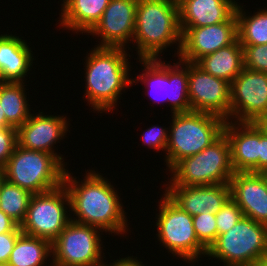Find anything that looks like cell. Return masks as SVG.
Wrapping results in <instances>:
<instances>
[{
    "label": "cell",
    "mask_w": 267,
    "mask_h": 266,
    "mask_svg": "<svg viewBox=\"0 0 267 266\" xmlns=\"http://www.w3.org/2000/svg\"><path fill=\"white\" fill-rule=\"evenodd\" d=\"M22 231H11L0 234V264H7L17 238Z\"/></svg>",
    "instance_id": "d6a6232c"
},
{
    "label": "cell",
    "mask_w": 267,
    "mask_h": 266,
    "mask_svg": "<svg viewBox=\"0 0 267 266\" xmlns=\"http://www.w3.org/2000/svg\"><path fill=\"white\" fill-rule=\"evenodd\" d=\"M176 4H179L183 0H173Z\"/></svg>",
    "instance_id": "60d3db41"
},
{
    "label": "cell",
    "mask_w": 267,
    "mask_h": 266,
    "mask_svg": "<svg viewBox=\"0 0 267 266\" xmlns=\"http://www.w3.org/2000/svg\"><path fill=\"white\" fill-rule=\"evenodd\" d=\"M223 132L230 143L234 171L259 173V125L226 121Z\"/></svg>",
    "instance_id": "d6986e66"
},
{
    "label": "cell",
    "mask_w": 267,
    "mask_h": 266,
    "mask_svg": "<svg viewBox=\"0 0 267 266\" xmlns=\"http://www.w3.org/2000/svg\"><path fill=\"white\" fill-rule=\"evenodd\" d=\"M137 4L138 0H110L100 21L88 34L100 40L96 47L133 49L129 46L135 32Z\"/></svg>",
    "instance_id": "9a60e30c"
},
{
    "label": "cell",
    "mask_w": 267,
    "mask_h": 266,
    "mask_svg": "<svg viewBox=\"0 0 267 266\" xmlns=\"http://www.w3.org/2000/svg\"><path fill=\"white\" fill-rule=\"evenodd\" d=\"M239 0H183L179 6L180 27H203L228 21Z\"/></svg>",
    "instance_id": "44dd1931"
},
{
    "label": "cell",
    "mask_w": 267,
    "mask_h": 266,
    "mask_svg": "<svg viewBox=\"0 0 267 266\" xmlns=\"http://www.w3.org/2000/svg\"><path fill=\"white\" fill-rule=\"evenodd\" d=\"M163 195V196H162ZM156 208L155 229L159 245L164 246L172 257L191 266L206 258L207 249L198 241L193 225V216L182 211L163 192ZM159 211H158V210Z\"/></svg>",
    "instance_id": "52a82bcc"
},
{
    "label": "cell",
    "mask_w": 267,
    "mask_h": 266,
    "mask_svg": "<svg viewBox=\"0 0 267 266\" xmlns=\"http://www.w3.org/2000/svg\"><path fill=\"white\" fill-rule=\"evenodd\" d=\"M109 2L110 0H62L59 30L63 28L62 30H72L76 34H89L100 21Z\"/></svg>",
    "instance_id": "7402d4cb"
},
{
    "label": "cell",
    "mask_w": 267,
    "mask_h": 266,
    "mask_svg": "<svg viewBox=\"0 0 267 266\" xmlns=\"http://www.w3.org/2000/svg\"><path fill=\"white\" fill-rule=\"evenodd\" d=\"M230 197L245 217L267 225V178L264 173L235 172L229 181Z\"/></svg>",
    "instance_id": "e0dca14e"
},
{
    "label": "cell",
    "mask_w": 267,
    "mask_h": 266,
    "mask_svg": "<svg viewBox=\"0 0 267 266\" xmlns=\"http://www.w3.org/2000/svg\"><path fill=\"white\" fill-rule=\"evenodd\" d=\"M244 6L239 1L235 11L237 17V34L240 44H267V8L264 7L265 9H261L259 7L258 11L251 15L250 12L244 10Z\"/></svg>",
    "instance_id": "484cf974"
},
{
    "label": "cell",
    "mask_w": 267,
    "mask_h": 266,
    "mask_svg": "<svg viewBox=\"0 0 267 266\" xmlns=\"http://www.w3.org/2000/svg\"><path fill=\"white\" fill-rule=\"evenodd\" d=\"M164 194L191 216L217 213L230 198L229 183L200 186H165Z\"/></svg>",
    "instance_id": "ac0fdd59"
},
{
    "label": "cell",
    "mask_w": 267,
    "mask_h": 266,
    "mask_svg": "<svg viewBox=\"0 0 267 266\" xmlns=\"http://www.w3.org/2000/svg\"><path fill=\"white\" fill-rule=\"evenodd\" d=\"M8 126H10V125L6 121V117H5L4 111L2 109V105L0 104V128L8 127Z\"/></svg>",
    "instance_id": "74e56055"
},
{
    "label": "cell",
    "mask_w": 267,
    "mask_h": 266,
    "mask_svg": "<svg viewBox=\"0 0 267 266\" xmlns=\"http://www.w3.org/2000/svg\"><path fill=\"white\" fill-rule=\"evenodd\" d=\"M11 231H21V228L15 221L0 210V234Z\"/></svg>",
    "instance_id": "d590c367"
},
{
    "label": "cell",
    "mask_w": 267,
    "mask_h": 266,
    "mask_svg": "<svg viewBox=\"0 0 267 266\" xmlns=\"http://www.w3.org/2000/svg\"><path fill=\"white\" fill-rule=\"evenodd\" d=\"M5 179L4 176V168L0 167V184L2 183V181Z\"/></svg>",
    "instance_id": "ab89813d"
},
{
    "label": "cell",
    "mask_w": 267,
    "mask_h": 266,
    "mask_svg": "<svg viewBox=\"0 0 267 266\" xmlns=\"http://www.w3.org/2000/svg\"><path fill=\"white\" fill-rule=\"evenodd\" d=\"M50 260H52V244L48 240L22 233L17 238L7 265L53 266Z\"/></svg>",
    "instance_id": "cb8c5ba5"
},
{
    "label": "cell",
    "mask_w": 267,
    "mask_h": 266,
    "mask_svg": "<svg viewBox=\"0 0 267 266\" xmlns=\"http://www.w3.org/2000/svg\"><path fill=\"white\" fill-rule=\"evenodd\" d=\"M267 172V134L259 127V173Z\"/></svg>",
    "instance_id": "836d02e7"
},
{
    "label": "cell",
    "mask_w": 267,
    "mask_h": 266,
    "mask_svg": "<svg viewBox=\"0 0 267 266\" xmlns=\"http://www.w3.org/2000/svg\"><path fill=\"white\" fill-rule=\"evenodd\" d=\"M92 169H85L86 174L81 181L68 168L64 173L63 184L70 199V218L76 223L97 227L106 235L124 237L131 228L119 190L114 188L110 179L103 177V173Z\"/></svg>",
    "instance_id": "6da1fadb"
},
{
    "label": "cell",
    "mask_w": 267,
    "mask_h": 266,
    "mask_svg": "<svg viewBox=\"0 0 267 266\" xmlns=\"http://www.w3.org/2000/svg\"><path fill=\"white\" fill-rule=\"evenodd\" d=\"M256 123L267 134V115L261 117Z\"/></svg>",
    "instance_id": "8d00e7d4"
},
{
    "label": "cell",
    "mask_w": 267,
    "mask_h": 266,
    "mask_svg": "<svg viewBox=\"0 0 267 266\" xmlns=\"http://www.w3.org/2000/svg\"><path fill=\"white\" fill-rule=\"evenodd\" d=\"M196 64L205 72L231 84L244 68L243 47L237 38L232 44L203 56Z\"/></svg>",
    "instance_id": "603a6c76"
},
{
    "label": "cell",
    "mask_w": 267,
    "mask_h": 266,
    "mask_svg": "<svg viewBox=\"0 0 267 266\" xmlns=\"http://www.w3.org/2000/svg\"><path fill=\"white\" fill-rule=\"evenodd\" d=\"M244 68L267 73V44L241 45Z\"/></svg>",
    "instance_id": "f546056e"
},
{
    "label": "cell",
    "mask_w": 267,
    "mask_h": 266,
    "mask_svg": "<svg viewBox=\"0 0 267 266\" xmlns=\"http://www.w3.org/2000/svg\"><path fill=\"white\" fill-rule=\"evenodd\" d=\"M65 171L66 167L54 155L17 144L4 167V176L31 194H39L60 187Z\"/></svg>",
    "instance_id": "ba28073f"
},
{
    "label": "cell",
    "mask_w": 267,
    "mask_h": 266,
    "mask_svg": "<svg viewBox=\"0 0 267 266\" xmlns=\"http://www.w3.org/2000/svg\"><path fill=\"white\" fill-rule=\"evenodd\" d=\"M182 32L179 60L197 63L203 56L232 44L237 38V17L203 27H180Z\"/></svg>",
    "instance_id": "2e32d148"
},
{
    "label": "cell",
    "mask_w": 267,
    "mask_h": 266,
    "mask_svg": "<svg viewBox=\"0 0 267 266\" xmlns=\"http://www.w3.org/2000/svg\"><path fill=\"white\" fill-rule=\"evenodd\" d=\"M32 195L29 191L4 179L0 184V210L20 226L26 217Z\"/></svg>",
    "instance_id": "4316f807"
},
{
    "label": "cell",
    "mask_w": 267,
    "mask_h": 266,
    "mask_svg": "<svg viewBox=\"0 0 267 266\" xmlns=\"http://www.w3.org/2000/svg\"><path fill=\"white\" fill-rule=\"evenodd\" d=\"M103 234L97 227L71 220L52 243V265L104 266Z\"/></svg>",
    "instance_id": "30bf717a"
},
{
    "label": "cell",
    "mask_w": 267,
    "mask_h": 266,
    "mask_svg": "<svg viewBox=\"0 0 267 266\" xmlns=\"http://www.w3.org/2000/svg\"><path fill=\"white\" fill-rule=\"evenodd\" d=\"M0 78L2 82H25L35 62L34 52L23 36L0 32ZM34 57V58H33Z\"/></svg>",
    "instance_id": "ffe728a7"
},
{
    "label": "cell",
    "mask_w": 267,
    "mask_h": 266,
    "mask_svg": "<svg viewBox=\"0 0 267 266\" xmlns=\"http://www.w3.org/2000/svg\"><path fill=\"white\" fill-rule=\"evenodd\" d=\"M113 262L106 261L104 266H146L147 264H143V262L140 260V258L136 256H126V257H120L119 259H113L110 260ZM109 262V264H108Z\"/></svg>",
    "instance_id": "e575fe53"
},
{
    "label": "cell",
    "mask_w": 267,
    "mask_h": 266,
    "mask_svg": "<svg viewBox=\"0 0 267 266\" xmlns=\"http://www.w3.org/2000/svg\"><path fill=\"white\" fill-rule=\"evenodd\" d=\"M125 48L92 47L84 57L85 100L94 113H114L122 92L132 86L130 53ZM130 57V58H129ZM130 63V64H129ZM95 110V111H94Z\"/></svg>",
    "instance_id": "7a4b0ae2"
},
{
    "label": "cell",
    "mask_w": 267,
    "mask_h": 266,
    "mask_svg": "<svg viewBox=\"0 0 267 266\" xmlns=\"http://www.w3.org/2000/svg\"><path fill=\"white\" fill-rule=\"evenodd\" d=\"M206 257L224 266H251L267 258V225L243 216L227 233L218 235Z\"/></svg>",
    "instance_id": "9c48e42d"
},
{
    "label": "cell",
    "mask_w": 267,
    "mask_h": 266,
    "mask_svg": "<svg viewBox=\"0 0 267 266\" xmlns=\"http://www.w3.org/2000/svg\"><path fill=\"white\" fill-rule=\"evenodd\" d=\"M170 116L168 143L163 158L167 171L183 158L207 148L223 133L226 122L220 116L205 112L190 111Z\"/></svg>",
    "instance_id": "277c9868"
},
{
    "label": "cell",
    "mask_w": 267,
    "mask_h": 266,
    "mask_svg": "<svg viewBox=\"0 0 267 266\" xmlns=\"http://www.w3.org/2000/svg\"><path fill=\"white\" fill-rule=\"evenodd\" d=\"M169 128L165 126L152 125L142 133V145H146L149 149L162 150L166 154L168 143Z\"/></svg>",
    "instance_id": "4dcf8cb0"
},
{
    "label": "cell",
    "mask_w": 267,
    "mask_h": 266,
    "mask_svg": "<svg viewBox=\"0 0 267 266\" xmlns=\"http://www.w3.org/2000/svg\"><path fill=\"white\" fill-rule=\"evenodd\" d=\"M18 144L17 129L8 126L0 128V167L4 168Z\"/></svg>",
    "instance_id": "1f68e13d"
},
{
    "label": "cell",
    "mask_w": 267,
    "mask_h": 266,
    "mask_svg": "<svg viewBox=\"0 0 267 266\" xmlns=\"http://www.w3.org/2000/svg\"><path fill=\"white\" fill-rule=\"evenodd\" d=\"M25 82H0V104L7 123L18 129L31 114Z\"/></svg>",
    "instance_id": "d4e9b609"
},
{
    "label": "cell",
    "mask_w": 267,
    "mask_h": 266,
    "mask_svg": "<svg viewBox=\"0 0 267 266\" xmlns=\"http://www.w3.org/2000/svg\"><path fill=\"white\" fill-rule=\"evenodd\" d=\"M235 173L231 147L224 132L201 152L177 162L164 186H200L229 183Z\"/></svg>",
    "instance_id": "5b68a950"
},
{
    "label": "cell",
    "mask_w": 267,
    "mask_h": 266,
    "mask_svg": "<svg viewBox=\"0 0 267 266\" xmlns=\"http://www.w3.org/2000/svg\"><path fill=\"white\" fill-rule=\"evenodd\" d=\"M33 110L30 117L17 129L18 145L29 150L47 152L54 155L65 167L64 155L56 149L70 130V119L63 115L46 114ZM57 151V152H56ZM66 163V164H65Z\"/></svg>",
    "instance_id": "5bb4252c"
},
{
    "label": "cell",
    "mask_w": 267,
    "mask_h": 266,
    "mask_svg": "<svg viewBox=\"0 0 267 266\" xmlns=\"http://www.w3.org/2000/svg\"><path fill=\"white\" fill-rule=\"evenodd\" d=\"M251 266H267V258L257 260L254 264Z\"/></svg>",
    "instance_id": "f35d334b"
},
{
    "label": "cell",
    "mask_w": 267,
    "mask_h": 266,
    "mask_svg": "<svg viewBox=\"0 0 267 266\" xmlns=\"http://www.w3.org/2000/svg\"><path fill=\"white\" fill-rule=\"evenodd\" d=\"M267 115V73L243 68L230 84V121L257 122Z\"/></svg>",
    "instance_id": "7c38bea8"
},
{
    "label": "cell",
    "mask_w": 267,
    "mask_h": 266,
    "mask_svg": "<svg viewBox=\"0 0 267 266\" xmlns=\"http://www.w3.org/2000/svg\"><path fill=\"white\" fill-rule=\"evenodd\" d=\"M181 41L178 4L173 0H138L132 40L137 59H164L162 52L172 45L174 49V44L177 51L173 56L178 58Z\"/></svg>",
    "instance_id": "3957f363"
},
{
    "label": "cell",
    "mask_w": 267,
    "mask_h": 266,
    "mask_svg": "<svg viewBox=\"0 0 267 266\" xmlns=\"http://www.w3.org/2000/svg\"><path fill=\"white\" fill-rule=\"evenodd\" d=\"M142 66V73L132 78V85L142 83L147 96L153 103L170 107V113H186L191 111L188 95V62L177 59V62L156 59H137Z\"/></svg>",
    "instance_id": "8992f818"
},
{
    "label": "cell",
    "mask_w": 267,
    "mask_h": 266,
    "mask_svg": "<svg viewBox=\"0 0 267 266\" xmlns=\"http://www.w3.org/2000/svg\"><path fill=\"white\" fill-rule=\"evenodd\" d=\"M188 95L191 111L214 114L230 121V83L190 62Z\"/></svg>",
    "instance_id": "4fadbf2b"
},
{
    "label": "cell",
    "mask_w": 267,
    "mask_h": 266,
    "mask_svg": "<svg viewBox=\"0 0 267 266\" xmlns=\"http://www.w3.org/2000/svg\"><path fill=\"white\" fill-rule=\"evenodd\" d=\"M70 221V199L62 184L53 190L31 196L20 228L22 233L40 237L52 244Z\"/></svg>",
    "instance_id": "8fae6325"
},
{
    "label": "cell",
    "mask_w": 267,
    "mask_h": 266,
    "mask_svg": "<svg viewBox=\"0 0 267 266\" xmlns=\"http://www.w3.org/2000/svg\"><path fill=\"white\" fill-rule=\"evenodd\" d=\"M198 241L208 250L217 239L215 213L204 212L193 216Z\"/></svg>",
    "instance_id": "83f0119b"
},
{
    "label": "cell",
    "mask_w": 267,
    "mask_h": 266,
    "mask_svg": "<svg viewBox=\"0 0 267 266\" xmlns=\"http://www.w3.org/2000/svg\"><path fill=\"white\" fill-rule=\"evenodd\" d=\"M243 212L236 202L230 197L222 208L215 213L217 237L227 233L237 222L243 218Z\"/></svg>",
    "instance_id": "f1b7e54d"
}]
</instances>
